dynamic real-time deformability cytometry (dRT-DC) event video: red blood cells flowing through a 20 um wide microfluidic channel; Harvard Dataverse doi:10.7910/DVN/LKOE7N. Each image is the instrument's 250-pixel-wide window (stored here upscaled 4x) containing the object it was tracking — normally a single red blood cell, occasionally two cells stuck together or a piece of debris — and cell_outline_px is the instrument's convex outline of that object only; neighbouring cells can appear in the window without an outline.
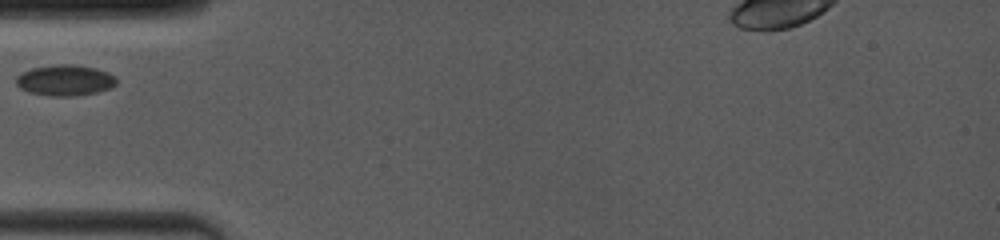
{"species": "common noctule bat (a hibernating species)", "species_latin": "Nyctalus noctula", "temperature_condition": "room temperature", "stored_images_in_passage": 27, "camera_frame_rate_fps": 4000, "um_per_image_px": 0.085, "animal": {"sex": "female", "body_mass_g": 19.0, "forearm_length_mm": 53.3}, "frame": {"image": 1, "passage_image": 1, "time_ms": 0.0, "image_size_px": [1000, 240], "cell_outline_px": [[116, 84], [112, 88], [96, 92], [76, 96], [48, 96], [28, 92], [20, 88], [16, 84], [16, 76], [32, 68], [52, 64], [72, 64], [96, 68], [108, 72], [116, 76]], "centroid_in_image_um": [5.54, 6.82], "position_along_channel_um": 79.5, "area_um2": 18.26}}
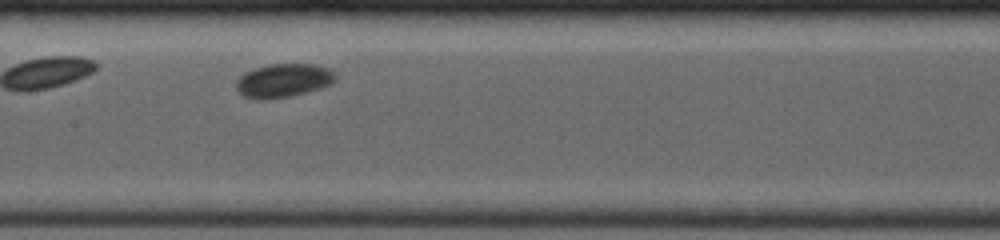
{"frame": {"image": 2, "passage_image": 9, "time_ms": 2.75, "image_size_px": [1000, 240], "cell_outline_px": [[336, 80], [320, 88], [292, 96], [264, 100], [256, 100], [244, 96], [236, 88], [236, 80], [244, 72], [268, 64], [312, 64], [328, 68], [336, 76]], "centroid_in_image_um": [24.05, 6.85], "position_along_channel_um": 183.4, "area_um2": 19.42}}
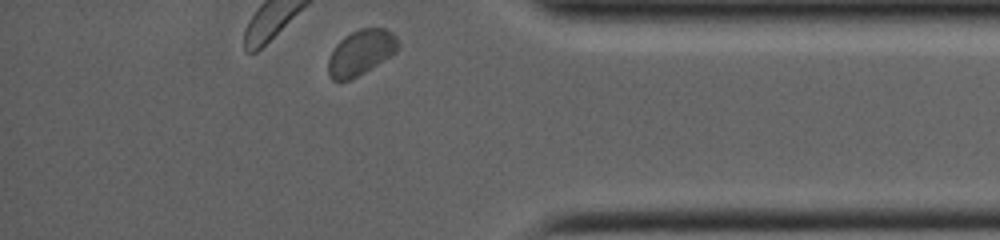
{"frame": {"image": 3, "passage_image": 26, "time_ms": 8.75, "image_size_px": [1000, 240], "cell_outline_px": [[400, 48], [396, 52], [364, 72], [348, 80], [332, 80], [328, 72], [328, 60], [336, 44], [344, 36], [360, 28], [384, 28], [392, 32], [396, 36], [400, 44]], "centroid_in_image_um": [30.69, 4.44], "position_along_channel_um": 404.5, "area_um2": 18.26}}